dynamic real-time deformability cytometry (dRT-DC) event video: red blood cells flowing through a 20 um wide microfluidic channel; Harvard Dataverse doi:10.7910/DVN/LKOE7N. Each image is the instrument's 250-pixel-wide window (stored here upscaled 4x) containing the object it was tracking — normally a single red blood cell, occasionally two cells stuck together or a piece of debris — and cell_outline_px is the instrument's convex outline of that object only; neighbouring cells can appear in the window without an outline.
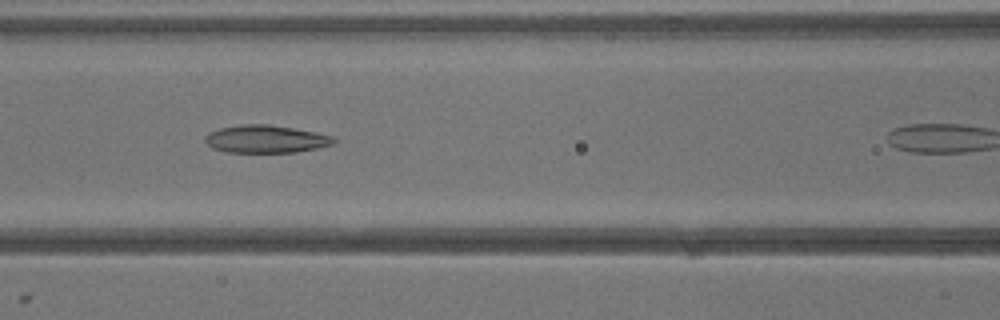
{"species": "common noctule bat (a hibernating species)", "species_latin": "Nyctalus noctula", "temperature_condition": "warm", "stored_images_in_passage": 24, "camera_frame_rate_fps": 3000, "um_per_image_px": 0.085, "animal": {"sex": "male", "body_mass_g": 13.3}, "frame": {"image": 1, "passage_image": 9, "time_ms": 2.667, "image_size_px": [1000, 320], "cell_outline_px": [[340, 140], [332, 144], [316, 148], [296, 152], [224, 152], [212, 148], [204, 140], [204, 136], [208, 132], [220, 128], [240, 124], [268, 124], [316, 132], [336, 136]], "centroid_in_image_um": [22.61, 11.81], "position_along_channel_um": 144.0, "area_um2": 20.98}}
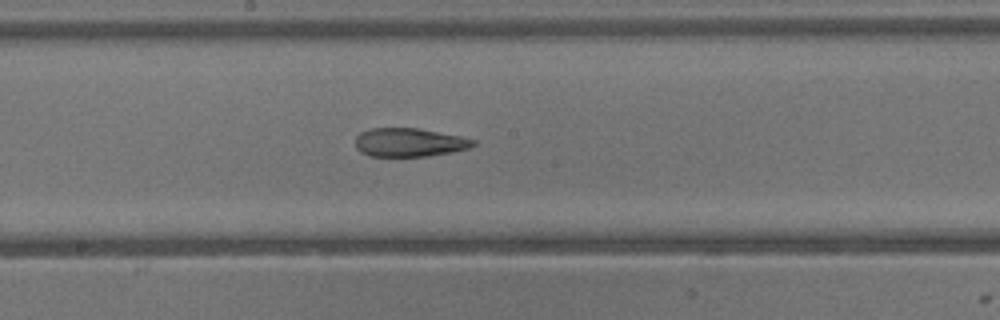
{"frame": {"image": 2, "passage_image": 13, "time_ms": 4.0, "image_size_px": [1000, 320], "cell_outline_px": [[476, 144], [468, 148], [452, 152], [428, 156], [368, 156], [360, 152], [356, 148], [356, 136], [360, 132], [372, 128], [416, 128], [460, 136], [476, 140]], "centroid_in_image_um": [34.77, 12.11], "position_along_channel_um": 213.4, "area_um2": 19.59}}
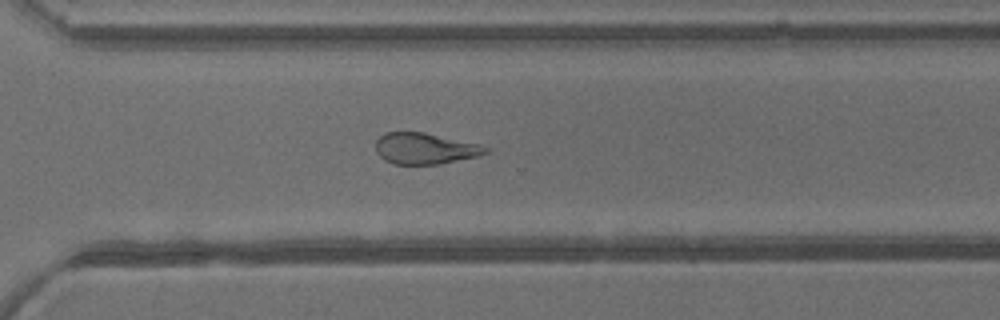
{"frame": {"image": 3, "passage_image": 20, "time_ms": 6.333, "image_size_px": [1000, 320], "cell_outline_px": [[488, 152], [480, 156], [436, 164], [396, 164], [384, 160], [376, 152], [376, 140], [384, 132], [424, 132], [480, 144], [488, 148]], "centroid_in_image_um": [36.12, 12.62], "position_along_channel_um": 334.5, "area_um2": 19.94}}